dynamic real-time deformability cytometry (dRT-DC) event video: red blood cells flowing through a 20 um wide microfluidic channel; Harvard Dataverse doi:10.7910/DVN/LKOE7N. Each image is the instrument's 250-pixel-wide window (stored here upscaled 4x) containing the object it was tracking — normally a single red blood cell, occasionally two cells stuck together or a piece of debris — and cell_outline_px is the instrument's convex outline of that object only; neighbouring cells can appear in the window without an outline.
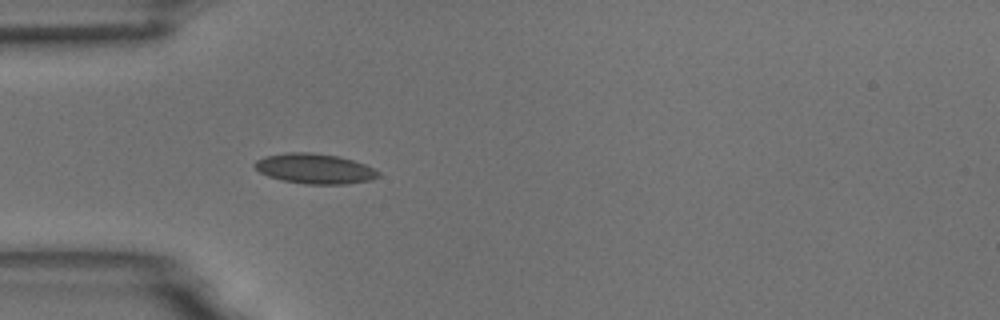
{"species": "common noctule bat (a hibernating species)", "species_latin": "Nyctalus noctula", "temperature_condition": "room temperature", "stored_images_in_passage": 39, "camera_frame_rate_fps": 3000, "um_per_image_px": 0.085, "animal": {"sex": "male", "body_mass_g": 18.8}, "frame": {"image": 1, "passage_image": 1, "time_ms": 0.0, "image_size_px": [1000, 320], "cell_outline_px": [[380, 176], [372, 180], [348, 184], [308, 184], [280, 180], [268, 176], [260, 172], [252, 164], [256, 160], [264, 156], [284, 152], [312, 152], [340, 156], [364, 164], [380, 172]], "centroid_in_image_um": [26.74, 14.33], "position_along_channel_um": 58.3, "area_um2": 21.91}}
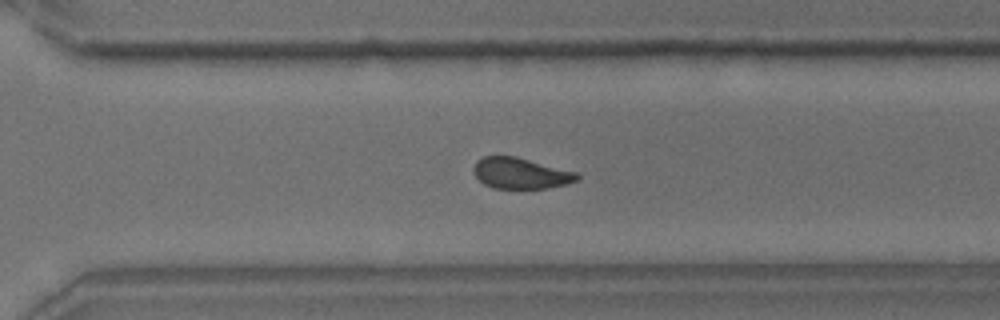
{"frame": {"image": 2, "passage_image": 23, "time_ms": 7.333, "image_size_px": [1000, 320], "cell_outline_px": [[580, 180], [548, 188], [492, 188], [484, 184], [472, 172], [472, 168], [476, 160], [484, 156], [516, 156], [576, 172], [580, 176]], "centroid_in_image_um": [44.23, 14.72], "position_along_channel_um": 326.4, "area_um2": 18.73}}
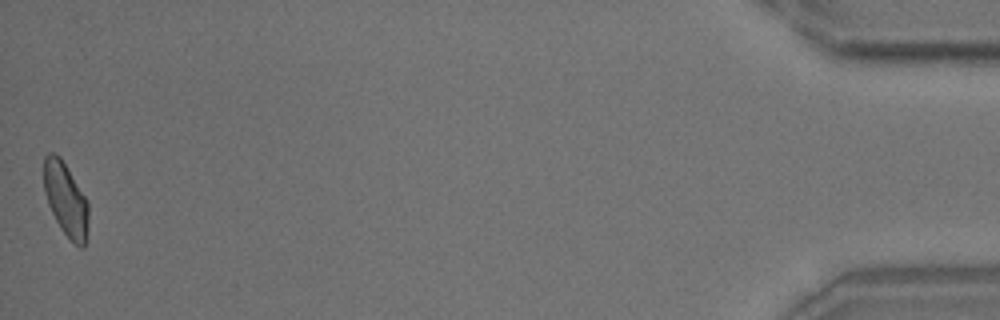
{"frame": {"image": 3, "passage_image": 39, "time_ms": 12.667, "image_size_px": [1000, 320], "cell_outline_px": [[88, 224], [84, 248], [80, 248], [60, 228], [48, 204], [44, 192], [44, 156], [48, 152], [56, 152], [60, 156], [88, 200]], "centroid_in_image_um": [5.59, 16.91], "position_along_channel_um": 429.6, "area_um2": 19.13}, "authors_computed_cell_mechanics": {"area_um2": 19.8254, "velocity_mm_per_s": 3.7041, "shape_relaxation_time_tau1_ms": 4.3161, "shape_relaxation_time_tau2_ms": 1.4819, "deformation_change_tau1": 0.1022, "deformation_change_tau2": 0.0659}}